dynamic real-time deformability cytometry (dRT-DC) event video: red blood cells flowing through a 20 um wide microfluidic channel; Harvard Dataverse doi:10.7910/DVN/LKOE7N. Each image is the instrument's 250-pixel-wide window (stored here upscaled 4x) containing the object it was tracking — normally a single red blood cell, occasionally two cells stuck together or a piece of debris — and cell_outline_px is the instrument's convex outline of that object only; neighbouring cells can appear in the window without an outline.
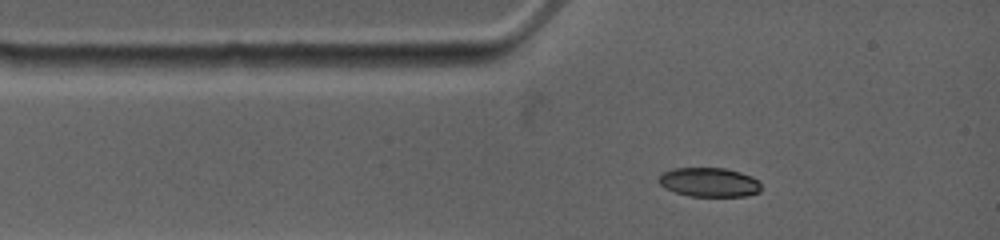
{"species": "common noctule bat (a hibernating species)", "species_latin": "Nyctalus noctula", "temperature_condition": "warm", "stored_images_in_passage": 2, "camera_frame_rate_fps": 4500, "um_per_image_px": 0.085, "animal": {"sex": "female", "body_mass_g": 19.0, "forearm_length_mm": 53.3}, "frame": {"image": 1, "passage_image": 1, "time_ms": 0.0, "image_size_px": [1000, 240], "cell_outline_px": [[760, 192], [744, 196], [688, 196], [676, 192], [660, 184], [656, 180], [664, 172], [672, 168], [724, 168], [740, 172], [752, 176], [760, 184]], "centroid_in_image_um": [60.28, 15.48], "position_along_channel_um": 24.7, "area_um2": 17.28}}
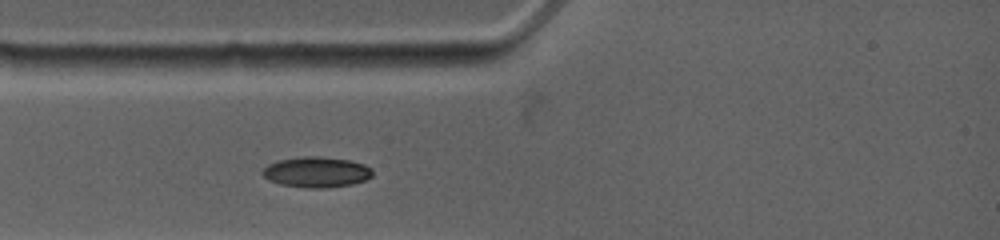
{"frame": {"image": 2, "passage_image": 2, "time_ms": 1.111, "image_size_px": [1000, 240], "cell_outline_px": [[372, 176], [364, 180], [352, 184], [328, 188], [304, 188], [280, 184], [268, 180], [260, 172], [268, 164], [276, 160], [304, 156], [320, 156], [348, 160], [364, 164], [372, 168]], "centroid_in_image_um": [26.87, 14.63], "position_along_channel_um": 58.1, "area_um2": 19.77}}